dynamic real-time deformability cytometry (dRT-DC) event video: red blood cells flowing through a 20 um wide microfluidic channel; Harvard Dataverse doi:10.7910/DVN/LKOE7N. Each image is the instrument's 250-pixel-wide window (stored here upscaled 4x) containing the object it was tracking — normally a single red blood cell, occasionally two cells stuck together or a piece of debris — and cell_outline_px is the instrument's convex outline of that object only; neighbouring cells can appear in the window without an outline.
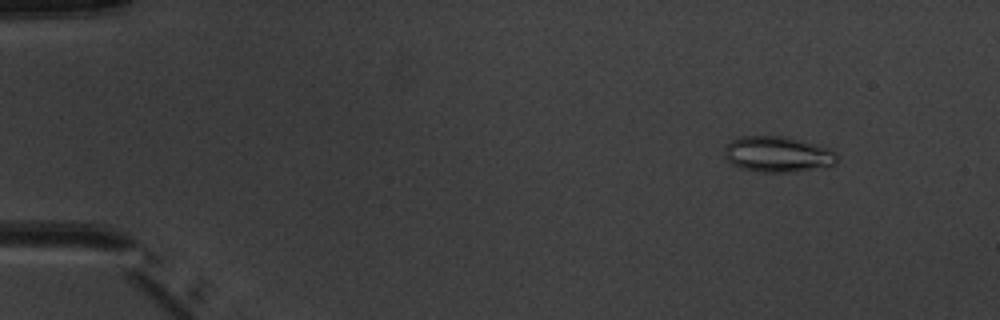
{"species": "common noctule bat (a hibernating species)", "species_latin": "Nyctalus noctula", "temperature_condition": "warm", "stored_images_in_passage": 4, "camera_frame_rate_fps": 3000, "um_per_image_px": 0.085, "animal": {"sex": "male", "body_mass_g": 20.1, "forearm_length_mm": 53.5}, "frame": {"image": 1, "passage_image": 2, "time_ms": 1.0, "image_size_px": [1000, 320], "cell_outline_px": [[840, 156], [836, 164], [792, 172], [760, 172], [740, 168], [732, 164], [724, 156], [724, 148], [732, 140], [740, 136], [784, 136], [816, 144], [828, 148], [836, 152]], "centroid_in_image_um": [66.1, 13.11], "position_along_channel_um": 18.9, "area_um2": 23.52}}